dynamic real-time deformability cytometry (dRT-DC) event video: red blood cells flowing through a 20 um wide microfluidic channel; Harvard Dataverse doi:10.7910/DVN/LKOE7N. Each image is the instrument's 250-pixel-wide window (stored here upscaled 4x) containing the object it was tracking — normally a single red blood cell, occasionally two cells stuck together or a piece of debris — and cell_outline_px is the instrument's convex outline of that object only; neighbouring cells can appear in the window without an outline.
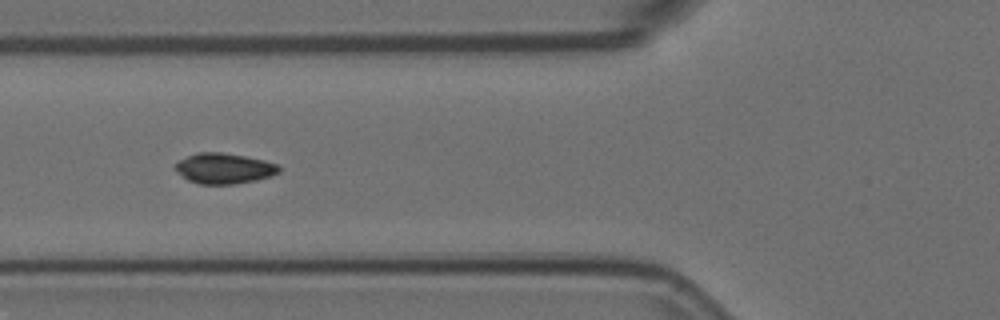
{"species": "Egyptian fruit bat (a non-hibernating species)", "species_latin": "Rousettus aegyptiacus", "temperature_condition": "room temperature", "stored_images_in_passage": 7, "camera_frame_rate_fps": 3000, "um_per_image_px": 0.085, "animal": {"sex": "female"}, "frame": {"image": 1, "passage_image": 6, "time_ms": 1.667, "image_size_px": [1000, 320], "cell_outline_px": [[280, 172], [272, 176], [256, 180], [232, 184], [200, 184], [188, 180], [172, 168], [180, 160], [196, 152], [220, 152], [244, 156], [264, 160], [280, 164]], "centroid_in_image_um": [19.07, 14.31], "position_along_channel_um": 106.7, "area_um2": 18.5}}
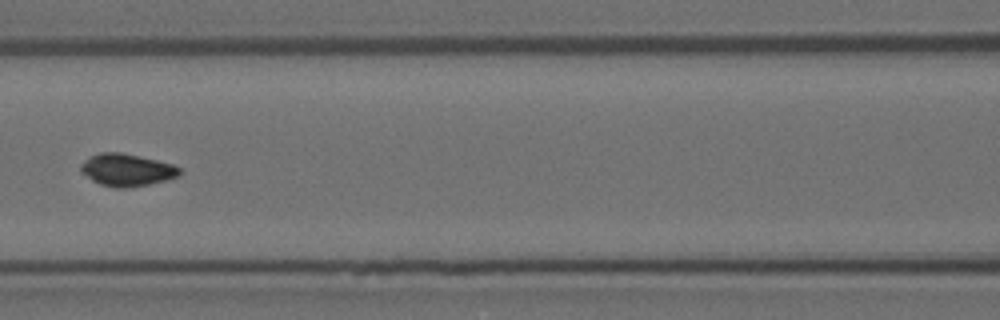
{"frame": {"image": 2, "passage_image": 7, "time_ms": 2.0, "image_size_px": [1000, 320], "cell_outline_px": [[180, 176], [168, 180], [128, 188], [116, 188], [100, 184], [92, 180], [80, 172], [80, 164], [88, 156], [100, 152], [120, 152], [156, 160], [172, 164], [180, 168]], "centroid_in_image_um": [10.75, 14.44], "position_along_channel_um": 155.9, "area_um2": 18.73}}